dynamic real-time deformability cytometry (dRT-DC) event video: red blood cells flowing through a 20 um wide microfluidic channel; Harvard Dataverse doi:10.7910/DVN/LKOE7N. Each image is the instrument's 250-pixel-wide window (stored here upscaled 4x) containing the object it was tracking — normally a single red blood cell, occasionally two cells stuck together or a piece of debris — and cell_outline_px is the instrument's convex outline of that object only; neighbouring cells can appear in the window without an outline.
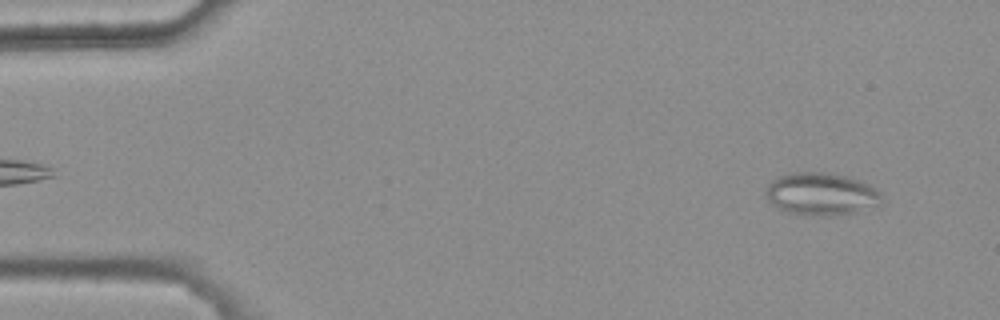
{"species": "common noctule bat (a hibernating species)", "species_latin": "Nyctalus noctula", "temperature_condition": "warm", "stored_images_in_passage": 4, "camera_frame_rate_fps": 3000, "um_per_image_px": 0.085, "animal": {"sex": "female", "body_mass_g": 25.1}, "frame": {"image": 1, "passage_image": 1, "time_ms": 0.0, "image_size_px": [1000, 320], "cell_outline_px": [[880, 204], [856, 212], [828, 216], [816, 216], [788, 212], [772, 204], [764, 196], [764, 192], [768, 184], [772, 180], [780, 176], [796, 172], [824, 172], [844, 176], [860, 180], [868, 184], [880, 192]], "centroid_in_image_um": [69.77, 16.49], "position_along_channel_um": 15.2, "area_um2": 28.55}}